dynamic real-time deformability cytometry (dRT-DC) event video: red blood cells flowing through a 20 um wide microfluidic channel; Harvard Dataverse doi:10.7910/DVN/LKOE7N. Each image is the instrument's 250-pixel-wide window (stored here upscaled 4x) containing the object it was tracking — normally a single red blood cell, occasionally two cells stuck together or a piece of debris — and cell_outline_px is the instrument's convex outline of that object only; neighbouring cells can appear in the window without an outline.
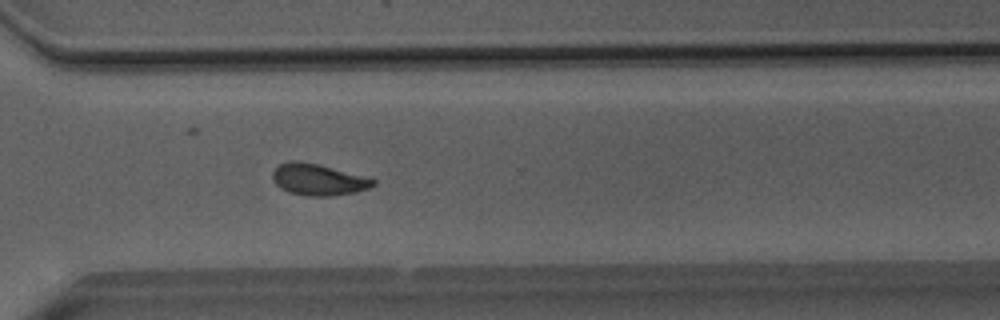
{"species": "Egyptian fruit bat (a non-hibernating species)", "species_latin": "Rousettus aegyptiacus", "temperature_condition": "room temperature", "stored_images_in_passage": 50, "camera_frame_rate_fps": 3000, "um_per_image_px": 0.085, "animal": {"sex": "male"}, "frame": {"image": 1, "passage_image": 36, "time_ms": 11.667, "image_size_px": [1000, 320], "cell_outline_px": [[376, 184], [368, 188], [356, 192], [332, 196], [308, 196], [288, 192], [280, 188], [272, 180], [272, 172], [280, 164], [288, 160], [296, 160], [316, 164], [364, 176], [376, 180]], "centroid_in_image_um": [27.02, 15.27], "position_along_channel_um": 343.6, "area_um2": 18.38}}
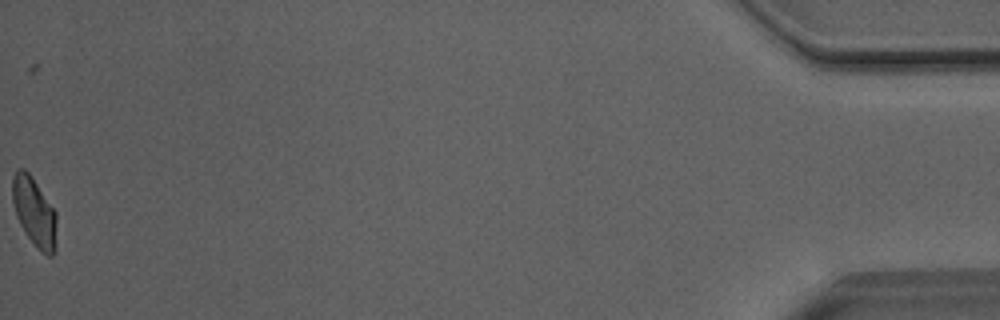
{"frame": {"image": 2, "passage_image": 50, "time_ms": 16.333, "image_size_px": [1000, 320], "cell_outline_px": [[56, 248], [52, 256], [48, 256], [40, 252], [36, 248], [20, 224], [16, 216], [12, 200], [12, 176], [16, 168], [24, 168], [32, 176], [56, 212]], "centroid_in_image_um": [2.91, 18.01], "position_along_channel_um": 432.3, "area_um2": 17.98}, "authors_computed_cell_mechanics": {"area_um2": 18.5538, "velocity_mm_per_s": 4.0551, "shape_relaxation_time_tau1_ms": 6.0058, "shape_relaxation_time_tau2_ms": 1.3167, "deformation_change_tau1": 0.1382, "deformation_change_tau2": 0.069}}